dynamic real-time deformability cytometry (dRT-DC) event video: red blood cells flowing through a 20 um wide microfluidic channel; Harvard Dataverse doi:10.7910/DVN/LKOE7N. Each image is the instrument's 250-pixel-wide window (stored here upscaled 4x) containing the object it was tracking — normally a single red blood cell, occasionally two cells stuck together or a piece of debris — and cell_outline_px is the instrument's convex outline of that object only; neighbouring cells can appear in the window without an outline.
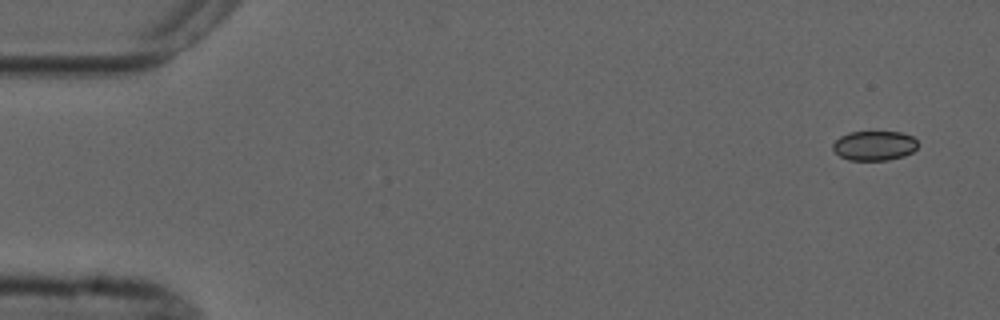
{"species": "common noctule bat (a hibernating species)", "species_latin": "Nyctalus noctula", "temperature_condition": "cold", "stored_images_in_passage": 6, "camera_frame_rate_fps": 3000, "um_per_image_px": 0.085, "animal": {"sex": "male", "forearm_length_mm": 52.5}, "frame": {"image": 1, "passage_image": 1, "time_ms": 0.0, "image_size_px": [1000, 320], "cell_outline_px": [[916, 148], [912, 152], [904, 156], [888, 160], [848, 160], [840, 156], [832, 148], [832, 144], [840, 136], [848, 132], [900, 132], [912, 136], [916, 140]], "centroid_in_image_um": [74.3, 12.38], "position_along_channel_um": 10.7, "area_um2": 14.62}}
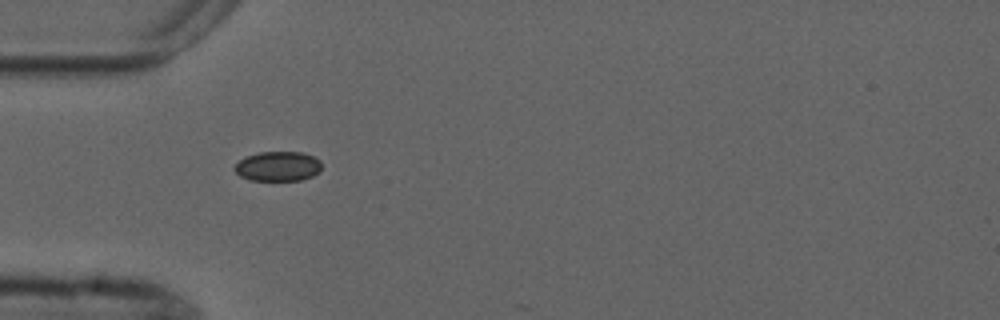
{"frame": {"image": 2, "passage_image": 5, "time_ms": 4.667, "image_size_px": [1000, 320], "cell_outline_px": [[320, 172], [312, 176], [300, 180], [248, 180], [240, 176], [232, 168], [244, 156], [260, 152], [300, 152], [312, 156], [320, 160]], "centroid_in_image_um": [23.59, 14.13], "position_along_channel_um": 61.4, "area_um2": 15.09}}
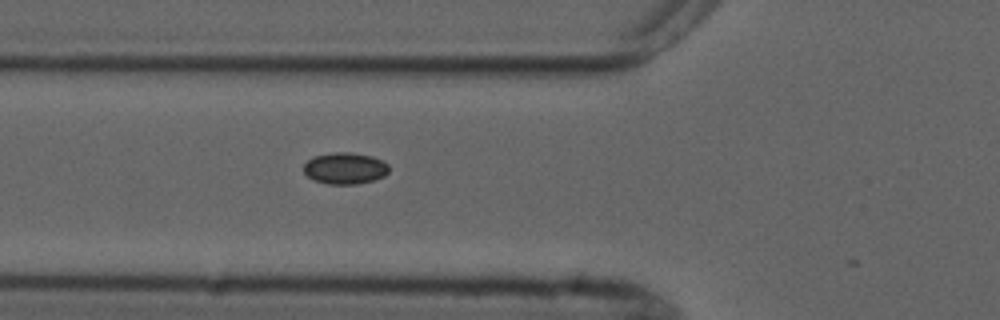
{"frame": {"image": 3, "passage_image": 6, "time_ms": 5.667, "image_size_px": [1000, 320], "cell_outline_px": [[388, 172], [384, 176], [372, 180], [356, 184], [328, 184], [312, 180], [304, 172], [304, 164], [312, 156], [332, 152], [348, 152], [372, 156], [388, 164]], "centroid_in_image_um": [29.29, 14.3], "position_along_channel_um": 96.5, "area_um2": 15.66}}